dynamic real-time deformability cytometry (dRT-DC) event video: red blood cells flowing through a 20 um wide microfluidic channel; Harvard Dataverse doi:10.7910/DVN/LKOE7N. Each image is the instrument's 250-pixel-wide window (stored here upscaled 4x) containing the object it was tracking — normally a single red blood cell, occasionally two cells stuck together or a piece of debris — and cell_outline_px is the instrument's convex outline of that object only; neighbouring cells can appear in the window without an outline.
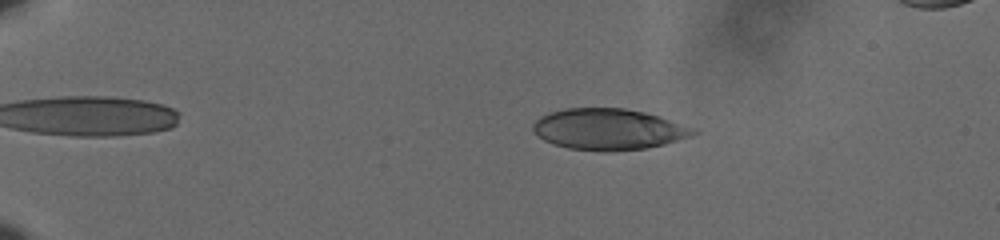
{"species": "human", "species_latin": "Homo sapiens", "temperature_condition": "cold", "stored_images_in_passage": 49, "camera_frame_rate_fps": 3000, "um_per_image_px": 0.085, "donor": {"sex": "male"}, "frame": {"image": 1, "passage_image": 2, "time_ms": 0.333, "image_size_px": [1000, 240], "cell_outline_px": [[700, 132], [692, 136], [664, 144], [648, 148], [604, 152], [568, 148], [552, 144], [536, 136], [532, 128], [532, 124], [540, 116], [548, 112], [564, 108], [624, 108], [644, 112], [660, 116], [692, 128]], "centroid_in_image_um": [51.68, 10.99], "position_along_channel_um": 33.3, "area_um2": 38.67}}
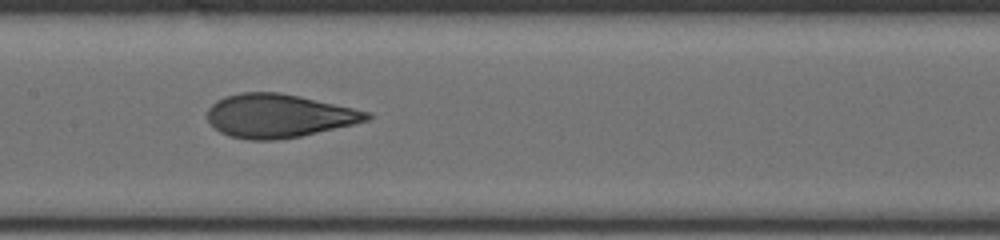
{"frame": {"image": 2, "passage_image": 22, "time_ms": 7.0, "image_size_px": [1000, 240], "cell_outline_px": [[372, 116], [368, 120], [352, 124], [300, 136], [276, 140], [248, 140], [228, 136], [220, 132], [208, 120], [208, 108], [216, 100], [224, 96], [240, 92], [280, 92], [300, 96], [372, 112]], "centroid_in_image_um": [23.67, 9.83], "position_along_channel_um": 183.7, "area_um2": 40.4}}
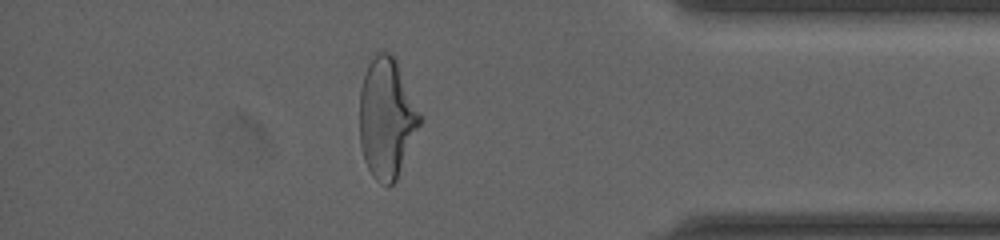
{"frame": {"image": 3, "passage_image": 42, "time_ms": 13.667, "image_size_px": [1000, 240], "cell_outline_px": [[424, 116], [396, 180], [388, 188], [380, 184], [372, 176], [364, 160], [360, 144], [360, 88], [368, 64], [376, 52], [392, 52], [396, 56]], "centroid_in_image_um": [32.9, 10.0], "position_along_channel_um": 402.3, "area_um2": 43.12}, "authors_computed_cell_mechanics": {"area_um2": 40.0554, "velocity_mm_per_s": 3.6094, "shape_relaxation_time_tau1_ms": 6.1216, "shape_relaxation_time_tau2_ms": 0.8428, "deformation_change_tau1": 0.2303, "deformation_change_tau2": 0.0858}}